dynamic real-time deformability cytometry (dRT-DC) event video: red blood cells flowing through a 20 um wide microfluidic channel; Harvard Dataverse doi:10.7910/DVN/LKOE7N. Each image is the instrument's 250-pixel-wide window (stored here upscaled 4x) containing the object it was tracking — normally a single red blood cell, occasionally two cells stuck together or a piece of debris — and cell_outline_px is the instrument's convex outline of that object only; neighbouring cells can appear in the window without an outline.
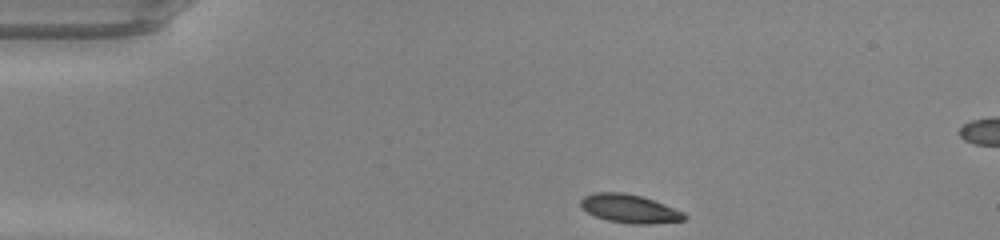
{"species": "common noctule bat (a hibernating species)", "species_latin": "Nyctalus noctula", "temperature_condition": "warm", "stored_images_in_passage": 41, "segment_of_instrument_passage": [1, 2], "camera_frame_rate_fps": 3000, "um_per_image_px": 0.085, "animal": {"sex": "male", "body_mass_g": 20.0, "forearm_length_mm": 53.3}, "frame": {"image": 1, "passage_image": 1, "time_ms": 0.0, "image_size_px": [1000, 240], "cell_outline_px": [[688, 216], [684, 220], [648, 224], [628, 224], [608, 220], [596, 216], [588, 212], [580, 204], [580, 200], [584, 196], [596, 192], [620, 192], [640, 196], [664, 204], [684, 212]], "centroid_in_image_um": [53.52, 17.74], "position_along_channel_um": 31.5, "area_um2": 16.99}}
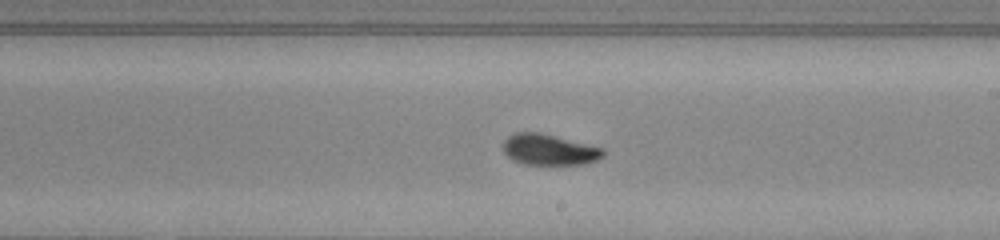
{"frame": {"image": 2, "passage_image": 20, "time_ms": 6.333, "image_size_px": [1000, 240], "cell_outline_px": [[604, 156], [596, 160], [584, 164], [524, 164], [512, 160], [504, 152], [504, 140], [508, 136], [516, 132], [540, 132], [604, 148]], "centroid_in_image_um": [46.68, 12.71], "position_along_channel_um": 242.3, "area_um2": 17.98}}
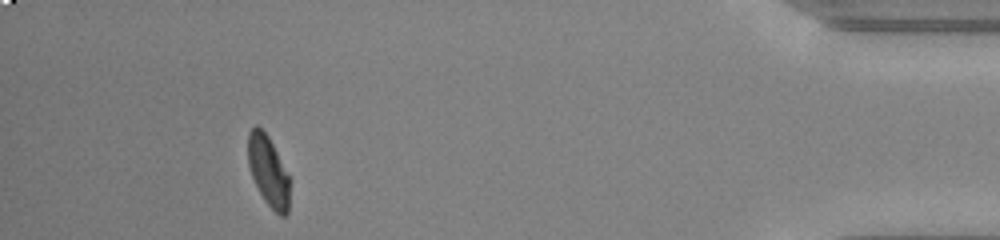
{"frame": {"image": 3, "passage_image": 36, "time_ms": 11.667, "image_size_px": [1000, 240], "cell_outline_px": [[288, 212], [284, 216], [280, 216], [264, 200], [252, 176], [248, 164], [248, 132], [256, 124], [268, 136], [288, 176]], "centroid_in_image_um": [22.77, 14.53], "position_along_channel_um": 412.4, "area_um2": 16.47}}